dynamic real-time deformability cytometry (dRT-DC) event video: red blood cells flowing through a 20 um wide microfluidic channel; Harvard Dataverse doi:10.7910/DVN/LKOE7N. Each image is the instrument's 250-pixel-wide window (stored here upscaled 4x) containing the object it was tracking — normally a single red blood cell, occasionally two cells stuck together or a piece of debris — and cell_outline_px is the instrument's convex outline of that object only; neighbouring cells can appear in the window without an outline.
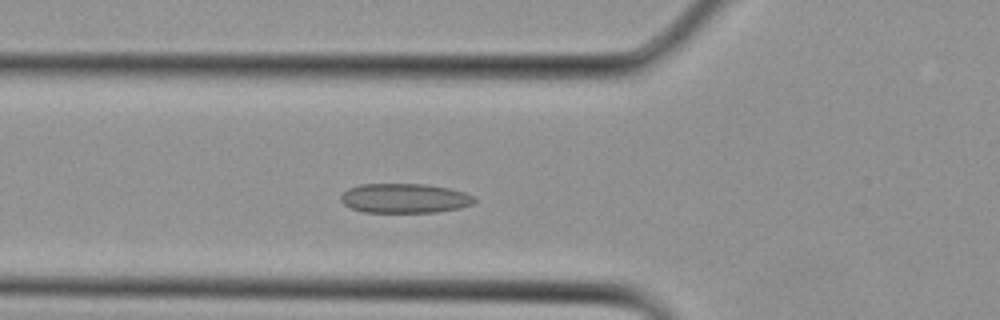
{"species": "Egyptian fruit bat (a non-hibernating species)", "species_latin": "Rousettus aegyptiacus", "temperature_condition": "cold", "stored_images_in_passage": 28, "camera_frame_rate_fps": 3000, "um_per_image_px": 0.085, "animal": {"sex": "female"}, "frame": {"image": 1, "passage_image": 7, "time_ms": 2.0, "image_size_px": [1000, 320], "cell_outline_px": [[476, 200], [472, 204], [460, 208], [436, 212], [364, 212], [352, 208], [344, 204], [340, 200], [340, 196], [348, 188], [360, 184], [428, 184], [448, 188], [464, 192], [472, 196]], "centroid_in_image_um": [34.38, 16.85], "position_along_channel_um": 91.4, "area_um2": 22.95}}
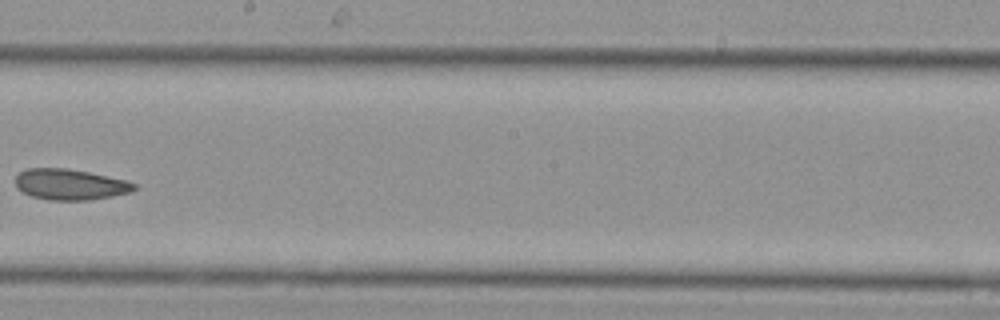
{"frame": {"image": 2, "passage_image": 14, "time_ms": 4.333, "image_size_px": [1000, 320], "cell_outline_px": [[136, 188], [128, 192], [112, 196], [88, 200], [48, 200], [32, 196], [16, 188], [16, 176], [20, 172], [28, 168], [68, 168], [108, 176], [124, 180], [136, 184]], "centroid_in_image_um": [5.92, 15.67], "position_along_channel_um": 242.3, "area_um2": 21.15}}
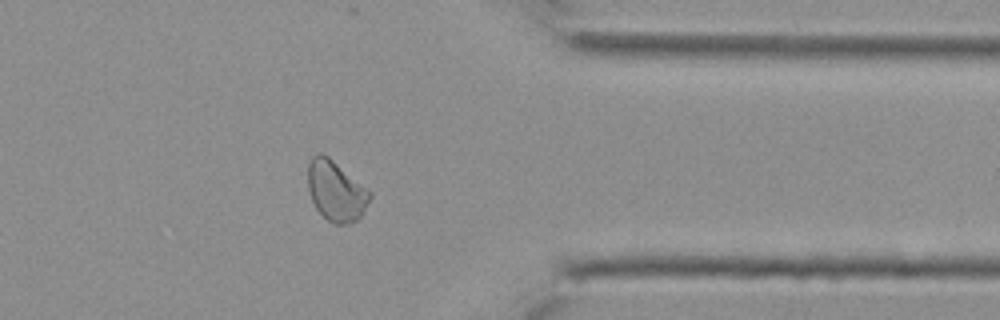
{"frame": {"image": 3, "passage_image": 21, "time_ms": 6.667, "image_size_px": [1000, 320], "cell_outline_px": [[372, 196], [360, 216], [356, 220], [348, 224], [336, 224], [328, 220], [316, 208], [312, 200], [308, 188], [308, 164], [312, 156], [320, 152], [328, 156], [372, 192]], "centroid_in_image_um": [28.55, 16.21], "position_along_channel_um": 382.8, "area_um2": 21.56}}